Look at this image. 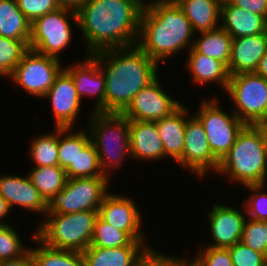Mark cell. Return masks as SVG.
Returning a JSON list of instances; mask_svg holds the SVG:
<instances>
[{
	"label": "cell",
	"instance_id": "obj_4",
	"mask_svg": "<svg viewBox=\"0 0 267 266\" xmlns=\"http://www.w3.org/2000/svg\"><path fill=\"white\" fill-rule=\"evenodd\" d=\"M241 186L267 184V140L259 125H245L216 171Z\"/></svg>",
	"mask_w": 267,
	"mask_h": 266
},
{
	"label": "cell",
	"instance_id": "obj_30",
	"mask_svg": "<svg viewBox=\"0 0 267 266\" xmlns=\"http://www.w3.org/2000/svg\"><path fill=\"white\" fill-rule=\"evenodd\" d=\"M73 129L59 128L58 166L64 170L74 162L78 150H82L91 141L87 128L86 131L80 128Z\"/></svg>",
	"mask_w": 267,
	"mask_h": 266
},
{
	"label": "cell",
	"instance_id": "obj_37",
	"mask_svg": "<svg viewBox=\"0 0 267 266\" xmlns=\"http://www.w3.org/2000/svg\"><path fill=\"white\" fill-rule=\"evenodd\" d=\"M265 184L247 185L250 196L242 201L246 210L247 219L267 221V193L264 191Z\"/></svg>",
	"mask_w": 267,
	"mask_h": 266
},
{
	"label": "cell",
	"instance_id": "obj_16",
	"mask_svg": "<svg viewBox=\"0 0 267 266\" xmlns=\"http://www.w3.org/2000/svg\"><path fill=\"white\" fill-rule=\"evenodd\" d=\"M49 99L54 116V128L73 127L83 102L77 94L71 76L63 69L50 90L42 97Z\"/></svg>",
	"mask_w": 267,
	"mask_h": 266
},
{
	"label": "cell",
	"instance_id": "obj_17",
	"mask_svg": "<svg viewBox=\"0 0 267 266\" xmlns=\"http://www.w3.org/2000/svg\"><path fill=\"white\" fill-rule=\"evenodd\" d=\"M85 57L82 62L66 65L64 70L71 76L80 99L83 100L82 97L87 96L95 97L93 111L105 113V76L91 55L86 54Z\"/></svg>",
	"mask_w": 267,
	"mask_h": 266
},
{
	"label": "cell",
	"instance_id": "obj_40",
	"mask_svg": "<svg viewBox=\"0 0 267 266\" xmlns=\"http://www.w3.org/2000/svg\"><path fill=\"white\" fill-rule=\"evenodd\" d=\"M16 3L31 23L36 18L60 8L57 0H16Z\"/></svg>",
	"mask_w": 267,
	"mask_h": 266
},
{
	"label": "cell",
	"instance_id": "obj_46",
	"mask_svg": "<svg viewBox=\"0 0 267 266\" xmlns=\"http://www.w3.org/2000/svg\"><path fill=\"white\" fill-rule=\"evenodd\" d=\"M255 73L267 80V51L265 55L260 59Z\"/></svg>",
	"mask_w": 267,
	"mask_h": 266
},
{
	"label": "cell",
	"instance_id": "obj_26",
	"mask_svg": "<svg viewBox=\"0 0 267 266\" xmlns=\"http://www.w3.org/2000/svg\"><path fill=\"white\" fill-rule=\"evenodd\" d=\"M0 36L24 40L29 44L31 22L22 13L16 0H0Z\"/></svg>",
	"mask_w": 267,
	"mask_h": 266
},
{
	"label": "cell",
	"instance_id": "obj_18",
	"mask_svg": "<svg viewBox=\"0 0 267 266\" xmlns=\"http://www.w3.org/2000/svg\"><path fill=\"white\" fill-rule=\"evenodd\" d=\"M145 242L132 241L116 248L89 246L82 252L84 266H140L153 249Z\"/></svg>",
	"mask_w": 267,
	"mask_h": 266
},
{
	"label": "cell",
	"instance_id": "obj_38",
	"mask_svg": "<svg viewBox=\"0 0 267 266\" xmlns=\"http://www.w3.org/2000/svg\"><path fill=\"white\" fill-rule=\"evenodd\" d=\"M191 260L193 266H233L228 248L202 247Z\"/></svg>",
	"mask_w": 267,
	"mask_h": 266
},
{
	"label": "cell",
	"instance_id": "obj_15",
	"mask_svg": "<svg viewBox=\"0 0 267 266\" xmlns=\"http://www.w3.org/2000/svg\"><path fill=\"white\" fill-rule=\"evenodd\" d=\"M241 206L243 209L240 208L239 211L229 204L212 205L206 216H208L213 243L208 244L207 247L228 248L241 241L243 225L247 218L243 203Z\"/></svg>",
	"mask_w": 267,
	"mask_h": 266
},
{
	"label": "cell",
	"instance_id": "obj_42",
	"mask_svg": "<svg viewBox=\"0 0 267 266\" xmlns=\"http://www.w3.org/2000/svg\"><path fill=\"white\" fill-rule=\"evenodd\" d=\"M231 5L262 15L267 20V0H229Z\"/></svg>",
	"mask_w": 267,
	"mask_h": 266
},
{
	"label": "cell",
	"instance_id": "obj_13",
	"mask_svg": "<svg viewBox=\"0 0 267 266\" xmlns=\"http://www.w3.org/2000/svg\"><path fill=\"white\" fill-rule=\"evenodd\" d=\"M158 79L159 77L132 98L122 112L127 119L155 122L170 115L182 104L162 88Z\"/></svg>",
	"mask_w": 267,
	"mask_h": 266
},
{
	"label": "cell",
	"instance_id": "obj_49",
	"mask_svg": "<svg viewBox=\"0 0 267 266\" xmlns=\"http://www.w3.org/2000/svg\"><path fill=\"white\" fill-rule=\"evenodd\" d=\"M220 4H223V3H226L228 2L229 0H217Z\"/></svg>",
	"mask_w": 267,
	"mask_h": 266
},
{
	"label": "cell",
	"instance_id": "obj_25",
	"mask_svg": "<svg viewBox=\"0 0 267 266\" xmlns=\"http://www.w3.org/2000/svg\"><path fill=\"white\" fill-rule=\"evenodd\" d=\"M175 2L189 19L195 33L220 28L221 4L217 0H175Z\"/></svg>",
	"mask_w": 267,
	"mask_h": 266
},
{
	"label": "cell",
	"instance_id": "obj_45",
	"mask_svg": "<svg viewBox=\"0 0 267 266\" xmlns=\"http://www.w3.org/2000/svg\"><path fill=\"white\" fill-rule=\"evenodd\" d=\"M11 208L9 207L7 201L0 195V226H7V225H11L9 221H6L4 219V217H6L7 215H9ZM3 219V220H2ZM9 222V223H8Z\"/></svg>",
	"mask_w": 267,
	"mask_h": 266
},
{
	"label": "cell",
	"instance_id": "obj_20",
	"mask_svg": "<svg viewBox=\"0 0 267 266\" xmlns=\"http://www.w3.org/2000/svg\"><path fill=\"white\" fill-rule=\"evenodd\" d=\"M129 147L135 161L165 159L156 122L129 120Z\"/></svg>",
	"mask_w": 267,
	"mask_h": 266
},
{
	"label": "cell",
	"instance_id": "obj_41",
	"mask_svg": "<svg viewBox=\"0 0 267 266\" xmlns=\"http://www.w3.org/2000/svg\"><path fill=\"white\" fill-rule=\"evenodd\" d=\"M169 256L152 249L151 252L143 259L140 266H193L191 260L178 256Z\"/></svg>",
	"mask_w": 267,
	"mask_h": 266
},
{
	"label": "cell",
	"instance_id": "obj_22",
	"mask_svg": "<svg viewBox=\"0 0 267 266\" xmlns=\"http://www.w3.org/2000/svg\"><path fill=\"white\" fill-rule=\"evenodd\" d=\"M183 103L170 115L155 121L165 152V159L173 158L177 162L183 153L185 126L190 110Z\"/></svg>",
	"mask_w": 267,
	"mask_h": 266
},
{
	"label": "cell",
	"instance_id": "obj_3",
	"mask_svg": "<svg viewBox=\"0 0 267 266\" xmlns=\"http://www.w3.org/2000/svg\"><path fill=\"white\" fill-rule=\"evenodd\" d=\"M195 34L175 0H148L142 9L136 45L159 64L184 49L189 51Z\"/></svg>",
	"mask_w": 267,
	"mask_h": 266
},
{
	"label": "cell",
	"instance_id": "obj_47",
	"mask_svg": "<svg viewBox=\"0 0 267 266\" xmlns=\"http://www.w3.org/2000/svg\"><path fill=\"white\" fill-rule=\"evenodd\" d=\"M259 126L263 129L267 140V125H259Z\"/></svg>",
	"mask_w": 267,
	"mask_h": 266
},
{
	"label": "cell",
	"instance_id": "obj_2",
	"mask_svg": "<svg viewBox=\"0 0 267 266\" xmlns=\"http://www.w3.org/2000/svg\"><path fill=\"white\" fill-rule=\"evenodd\" d=\"M105 76V113H122L132 98L157 77L159 64L137 45L91 55Z\"/></svg>",
	"mask_w": 267,
	"mask_h": 266
},
{
	"label": "cell",
	"instance_id": "obj_8",
	"mask_svg": "<svg viewBox=\"0 0 267 266\" xmlns=\"http://www.w3.org/2000/svg\"><path fill=\"white\" fill-rule=\"evenodd\" d=\"M72 24L78 26L77 12L61 7L36 18L31 23L29 49L60 60L59 54L71 44Z\"/></svg>",
	"mask_w": 267,
	"mask_h": 266
},
{
	"label": "cell",
	"instance_id": "obj_48",
	"mask_svg": "<svg viewBox=\"0 0 267 266\" xmlns=\"http://www.w3.org/2000/svg\"><path fill=\"white\" fill-rule=\"evenodd\" d=\"M259 125H267V114H266L265 118L263 119V121Z\"/></svg>",
	"mask_w": 267,
	"mask_h": 266
},
{
	"label": "cell",
	"instance_id": "obj_12",
	"mask_svg": "<svg viewBox=\"0 0 267 266\" xmlns=\"http://www.w3.org/2000/svg\"><path fill=\"white\" fill-rule=\"evenodd\" d=\"M219 162L210 149L203 125L191 114L186 121L183 153L177 164L203 179L210 171L216 174Z\"/></svg>",
	"mask_w": 267,
	"mask_h": 266
},
{
	"label": "cell",
	"instance_id": "obj_29",
	"mask_svg": "<svg viewBox=\"0 0 267 266\" xmlns=\"http://www.w3.org/2000/svg\"><path fill=\"white\" fill-rule=\"evenodd\" d=\"M27 175L46 202L60 192L67 181L65 170L59 166L33 167Z\"/></svg>",
	"mask_w": 267,
	"mask_h": 266
},
{
	"label": "cell",
	"instance_id": "obj_39",
	"mask_svg": "<svg viewBox=\"0 0 267 266\" xmlns=\"http://www.w3.org/2000/svg\"><path fill=\"white\" fill-rule=\"evenodd\" d=\"M233 266H267V256L239 241L228 247Z\"/></svg>",
	"mask_w": 267,
	"mask_h": 266
},
{
	"label": "cell",
	"instance_id": "obj_23",
	"mask_svg": "<svg viewBox=\"0 0 267 266\" xmlns=\"http://www.w3.org/2000/svg\"><path fill=\"white\" fill-rule=\"evenodd\" d=\"M220 27L232 38L267 33V20L257 13L231 5L221 4Z\"/></svg>",
	"mask_w": 267,
	"mask_h": 266
},
{
	"label": "cell",
	"instance_id": "obj_9",
	"mask_svg": "<svg viewBox=\"0 0 267 266\" xmlns=\"http://www.w3.org/2000/svg\"><path fill=\"white\" fill-rule=\"evenodd\" d=\"M232 102L233 113L245 125H259L267 114V80L251 73L230 75L225 91Z\"/></svg>",
	"mask_w": 267,
	"mask_h": 266
},
{
	"label": "cell",
	"instance_id": "obj_7",
	"mask_svg": "<svg viewBox=\"0 0 267 266\" xmlns=\"http://www.w3.org/2000/svg\"><path fill=\"white\" fill-rule=\"evenodd\" d=\"M110 183L108 177L67 178L64 188L47 202V214L98 211Z\"/></svg>",
	"mask_w": 267,
	"mask_h": 266
},
{
	"label": "cell",
	"instance_id": "obj_33",
	"mask_svg": "<svg viewBox=\"0 0 267 266\" xmlns=\"http://www.w3.org/2000/svg\"><path fill=\"white\" fill-rule=\"evenodd\" d=\"M28 50L26 41L0 36V77L9 78Z\"/></svg>",
	"mask_w": 267,
	"mask_h": 266
},
{
	"label": "cell",
	"instance_id": "obj_34",
	"mask_svg": "<svg viewBox=\"0 0 267 266\" xmlns=\"http://www.w3.org/2000/svg\"><path fill=\"white\" fill-rule=\"evenodd\" d=\"M132 241L124 231L114 228L99 216L97 217L90 246L116 248L128 246Z\"/></svg>",
	"mask_w": 267,
	"mask_h": 266
},
{
	"label": "cell",
	"instance_id": "obj_19",
	"mask_svg": "<svg viewBox=\"0 0 267 266\" xmlns=\"http://www.w3.org/2000/svg\"><path fill=\"white\" fill-rule=\"evenodd\" d=\"M0 195L7 201L13 210L14 205L22 207L30 212L33 211L47 214V202L40 195L33 185L28 175L21 177L18 175H0Z\"/></svg>",
	"mask_w": 267,
	"mask_h": 266
},
{
	"label": "cell",
	"instance_id": "obj_14",
	"mask_svg": "<svg viewBox=\"0 0 267 266\" xmlns=\"http://www.w3.org/2000/svg\"><path fill=\"white\" fill-rule=\"evenodd\" d=\"M139 206L129 196L110 192L98 209V216L116 229L124 231L133 241H146Z\"/></svg>",
	"mask_w": 267,
	"mask_h": 266
},
{
	"label": "cell",
	"instance_id": "obj_44",
	"mask_svg": "<svg viewBox=\"0 0 267 266\" xmlns=\"http://www.w3.org/2000/svg\"><path fill=\"white\" fill-rule=\"evenodd\" d=\"M59 6L77 12L86 2V0H57Z\"/></svg>",
	"mask_w": 267,
	"mask_h": 266
},
{
	"label": "cell",
	"instance_id": "obj_5",
	"mask_svg": "<svg viewBox=\"0 0 267 266\" xmlns=\"http://www.w3.org/2000/svg\"><path fill=\"white\" fill-rule=\"evenodd\" d=\"M88 130L94 143L104 176L120 168L131 159L129 147V119L122 113L91 112ZM124 160V161H123Z\"/></svg>",
	"mask_w": 267,
	"mask_h": 266
},
{
	"label": "cell",
	"instance_id": "obj_11",
	"mask_svg": "<svg viewBox=\"0 0 267 266\" xmlns=\"http://www.w3.org/2000/svg\"><path fill=\"white\" fill-rule=\"evenodd\" d=\"M61 63L62 60L29 49L16 65L9 79L33 97L42 99L64 69Z\"/></svg>",
	"mask_w": 267,
	"mask_h": 266
},
{
	"label": "cell",
	"instance_id": "obj_1",
	"mask_svg": "<svg viewBox=\"0 0 267 266\" xmlns=\"http://www.w3.org/2000/svg\"><path fill=\"white\" fill-rule=\"evenodd\" d=\"M143 7L139 0H86L77 19L87 55L136 45Z\"/></svg>",
	"mask_w": 267,
	"mask_h": 266
},
{
	"label": "cell",
	"instance_id": "obj_32",
	"mask_svg": "<svg viewBox=\"0 0 267 266\" xmlns=\"http://www.w3.org/2000/svg\"><path fill=\"white\" fill-rule=\"evenodd\" d=\"M67 178L106 177L102 173L95 145L90 141L82 150H78L74 162L66 169Z\"/></svg>",
	"mask_w": 267,
	"mask_h": 266
},
{
	"label": "cell",
	"instance_id": "obj_6",
	"mask_svg": "<svg viewBox=\"0 0 267 266\" xmlns=\"http://www.w3.org/2000/svg\"><path fill=\"white\" fill-rule=\"evenodd\" d=\"M98 211L46 214L36 227V237L45 245L83 252L91 244Z\"/></svg>",
	"mask_w": 267,
	"mask_h": 266
},
{
	"label": "cell",
	"instance_id": "obj_10",
	"mask_svg": "<svg viewBox=\"0 0 267 266\" xmlns=\"http://www.w3.org/2000/svg\"><path fill=\"white\" fill-rule=\"evenodd\" d=\"M202 100L198 111L193 113L204 127L213 155L221 161L235 143L245 124L231 111L220 106L218 96Z\"/></svg>",
	"mask_w": 267,
	"mask_h": 266
},
{
	"label": "cell",
	"instance_id": "obj_21",
	"mask_svg": "<svg viewBox=\"0 0 267 266\" xmlns=\"http://www.w3.org/2000/svg\"><path fill=\"white\" fill-rule=\"evenodd\" d=\"M267 51V33L232 38L230 75L255 72L260 59Z\"/></svg>",
	"mask_w": 267,
	"mask_h": 266
},
{
	"label": "cell",
	"instance_id": "obj_43",
	"mask_svg": "<svg viewBox=\"0 0 267 266\" xmlns=\"http://www.w3.org/2000/svg\"><path fill=\"white\" fill-rule=\"evenodd\" d=\"M0 266H36L30 250L20 258L1 261Z\"/></svg>",
	"mask_w": 267,
	"mask_h": 266
},
{
	"label": "cell",
	"instance_id": "obj_35",
	"mask_svg": "<svg viewBox=\"0 0 267 266\" xmlns=\"http://www.w3.org/2000/svg\"><path fill=\"white\" fill-rule=\"evenodd\" d=\"M30 247H25L14 225L0 226V262L20 258Z\"/></svg>",
	"mask_w": 267,
	"mask_h": 266
},
{
	"label": "cell",
	"instance_id": "obj_24",
	"mask_svg": "<svg viewBox=\"0 0 267 266\" xmlns=\"http://www.w3.org/2000/svg\"><path fill=\"white\" fill-rule=\"evenodd\" d=\"M187 55L188 59L185 61L187 71L197 86L217 83L223 91H226L230 73L224 62L200 54L193 47Z\"/></svg>",
	"mask_w": 267,
	"mask_h": 266
},
{
	"label": "cell",
	"instance_id": "obj_31",
	"mask_svg": "<svg viewBox=\"0 0 267 266\" xmlns=\"http://www.w3.org/2000/svg\"><path fill=\"white\" fill-rule=\"evenodd\" d=\"M28 157L34 167L58 166L59 128L32 139Z\"/></svg>",
	"mask_w": 267,
	"mask_h": 266
},
{
	"label": "cell",
	"instance_id": "obj_50",
	"mask_svg": "<svg viewBox=\"0 0 267 266\" xmlns=\"http://www.w3.org/2000/svg\"><path fill=\"white\" fill-rule=\"evenodd\" d=\"M143 5H146V4H148V1L146 0H139ZM147 2V3H146Z\"/></svg>",
	"mask_w": 267,
	"mask_h": 266
},
{
	"label": "cell",
	"instance_id": "obj_27",
	"mask_svg": "<svg viewBox=\"0 0 267 266\" xmlns=\"http://www.w3.org/2000/svg\"><path fill=\"white\" fill-rule=\"evenodd\" d=\"M195 37L193 48L200 54L224 62L227 66L231 57V35L221 27L199 33Z\"/></svg>",
	"mask_w": 267,
	"mask_h": 266
},
{
	"label": "cell",
	"instance_id": "obj_28",
	"mask_svg": "<svg viewBox=\"0 0 267 266\" xmlns=\"http://www.w3.org/2000/svg\"><path fill=\"white\" fill-rule=\"evenodd\" d=\"M32 234L38 246L29 250L36 266H84L82 252L51 248L36 237V232Z\"/></svg>",
	"mask_w": 267,
	"mask_h": 266
},
{
	"label": "cell",
	"instance_id": "obj_36",
	"mask_svg": "<svg viewBox=\"0 0 267 266\" xmlns=\"http://www.w3.org/2000/svg\"><path fill=\"white\" fill-rule=\"evenodd\" d=\"M241 242L253 251L267 256V221L247 220L246 218Z\"/></svg>",
	"mask_w": 267,
	"mask_h": 266
}]
</instances>
